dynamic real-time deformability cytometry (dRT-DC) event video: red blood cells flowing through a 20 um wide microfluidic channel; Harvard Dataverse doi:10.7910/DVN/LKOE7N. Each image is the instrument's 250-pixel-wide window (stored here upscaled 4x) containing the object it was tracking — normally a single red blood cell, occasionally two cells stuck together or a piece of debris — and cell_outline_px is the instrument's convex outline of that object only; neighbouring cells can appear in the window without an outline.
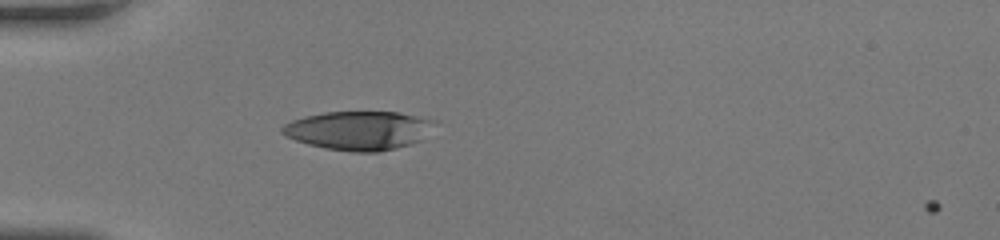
{"species": "human", "species_latin": "Homo sapiens", "temperature_condition": "room temperature", "stored_images_in_passage": 35, "camera_frame_rate_fps": 3000, "um_per_image_px": 0.085, "donor": {"sex": "female"}, "frame": {"image": 1, "passage_image": 1, "time_ms": 0.0, "image_size_px": [1000, 240], "cell_outline_px": [[436, 120], [424, 140], [396, 148], [380, 152], [352, 152], [324, 148], [308, 144], [296, 140], [280, 132], [280, 128], [284, 124], [292, 120], [304, 116], [324, 112], [400, 112]], "centroid_in_image_um": [30.51, 11.09], "position_along_channel_um": 54.5, "area_um2": 34.68}}
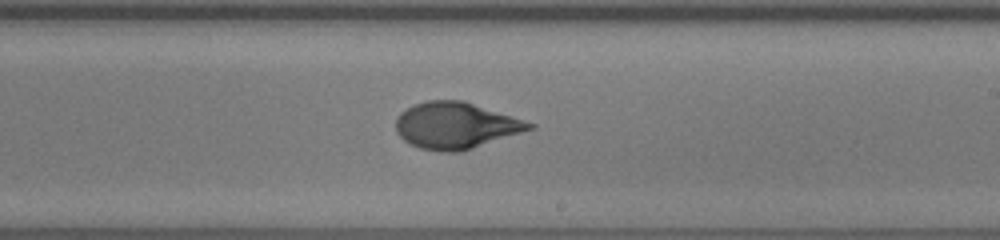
{"frame": {"image": 2, "passage_image": 16, "time_ms": 5.0, "image_size_px": [1000, 240], "cell_outline_px": [[536, 128], [460, 152], [440, 152], [420, 148], [404, 140], [396, 132], [396, 116], [400, 112], [416, 104], [428, 100], [460, 100], [536, 124]], "centroid_in_image_um": [38.72, 10.68], "position_along_channel_um": 250.3, "area_um2": 35.78}}
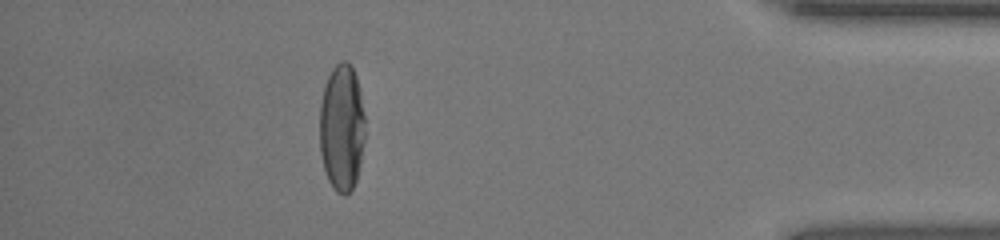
{"frame": {"image": 3, "passage_image": 30, "time_ms": 9.667, "image_size_px": [1000, 240], "cell_outline_px": [[364, 140], [360, 164], [356, 180], [352, 188], [344, 196], [336, 192], [332, 188], [328, 180], [324, 168], [320, 152], [320, 104], [324, 88], [328, 76], [332, 68], [340, 60], [348, 60], [352, 64], [356, 76], [360, 92], [364, 116]], "centroid_in_image_um": [29.05, 10.83], "position_along_channel_um": 406.2, "area_um2": 33.81}, "authors_computed_cell_mechanics": {"area_um2": 35.3158, "velocity_mm_per_s": 4.2121, "shape_relaxation_time_tau1_ms": 5.602, "shape_relaxation_time_tau2_ms": 1.1679, "deformation_change_tau1": 0.2643, "deformation_change_tau2": 0.0458}}